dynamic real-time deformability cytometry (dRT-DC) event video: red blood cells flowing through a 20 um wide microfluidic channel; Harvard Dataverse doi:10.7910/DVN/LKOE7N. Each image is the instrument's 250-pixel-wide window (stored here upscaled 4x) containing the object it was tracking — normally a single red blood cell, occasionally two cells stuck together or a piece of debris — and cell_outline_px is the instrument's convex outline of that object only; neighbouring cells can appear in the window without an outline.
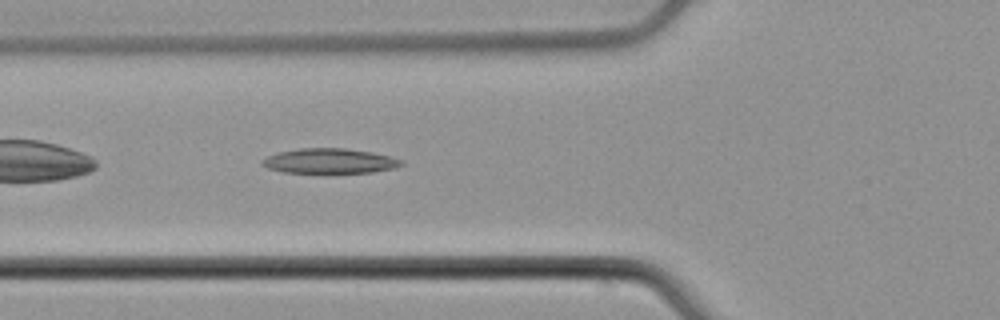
{"species": "common noctule bat (a hibernating species)", "species_latin": "Nyctalus noctula", "temperature_condition": "cold", "stored_images_in_passage": 37, "camera_frame_rate_fps": 3000, "um_per_image_px": 0.085, "animal": {"sex": "male", "body_mass_g": 21.5, "forearm_length_mm": 52.0}, "frame": {"image": 1, "passage_image": 4, "time_ms": 1.0, "image_size_px": [1000, 320], "cell_outline_px": [[404, 164], [396, 168], [372, 172], [284, 172], [268, 168], [260, 164], [260, 160], [276, 152], [300, 148], [344, 148], [372, 152], [404, 160]], "centroid_in_image_um": [28.01, 13.67], "position_along_channel_um": 97.8, "area_um2": 20.17}}
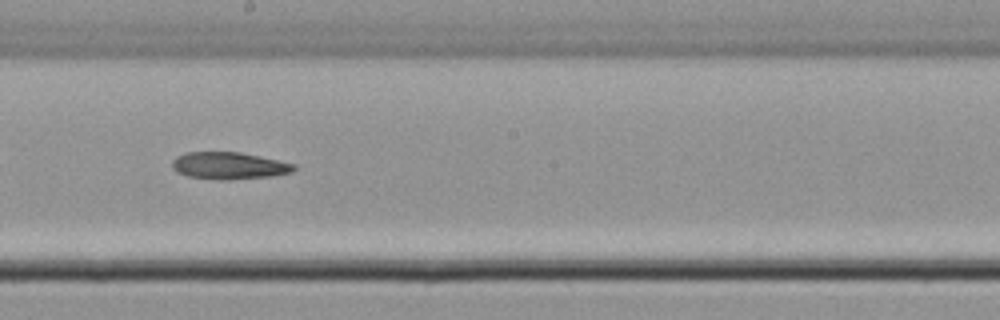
{"frame": {"image": 2, "passage_image": 14, "time_ms": 4.333, "image_size_px": [1000, 320], "cell_outline_px": [[296, 168], [292, 172], [272, 176], [228, 180], [220, 180], [188, 176], [176, 172], [172, 168], [172, 160], [176, 156], [184, 152], [240, 152], [296, 164]], "centroid_in_image_um": [19.44, 14.08], "position_along_channel_um": 228.8, "area_um2": 19.31}}
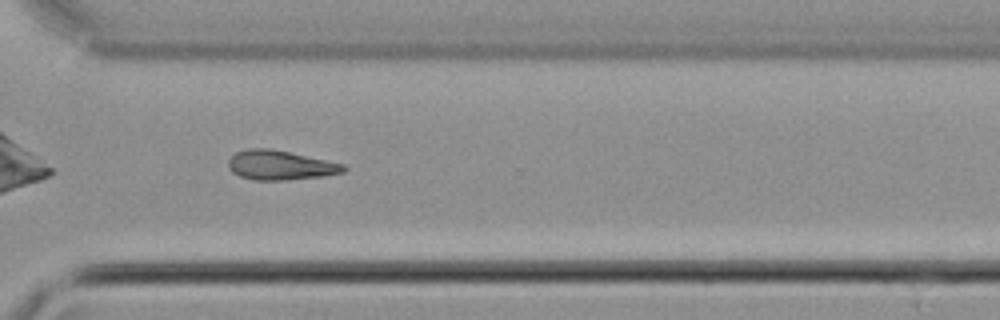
{"frame": {"image": 3, "passage_image": 23, "time_ms": 7.333, "image_size_px": [1000, 320], "cell_outline_px": [[348, 168], [344, 172], [324, 176], [284, 180], [252, 180], [240, 176], [232, 172], [228, 168], [228, 160], [236, 152], [248, 148], [268, 148], [288, 152], [344, 164]], "centroid_in_image_um": [23.8, 14.05], "position_along_channel_um": 346.8, "area_um2": 19.71}}